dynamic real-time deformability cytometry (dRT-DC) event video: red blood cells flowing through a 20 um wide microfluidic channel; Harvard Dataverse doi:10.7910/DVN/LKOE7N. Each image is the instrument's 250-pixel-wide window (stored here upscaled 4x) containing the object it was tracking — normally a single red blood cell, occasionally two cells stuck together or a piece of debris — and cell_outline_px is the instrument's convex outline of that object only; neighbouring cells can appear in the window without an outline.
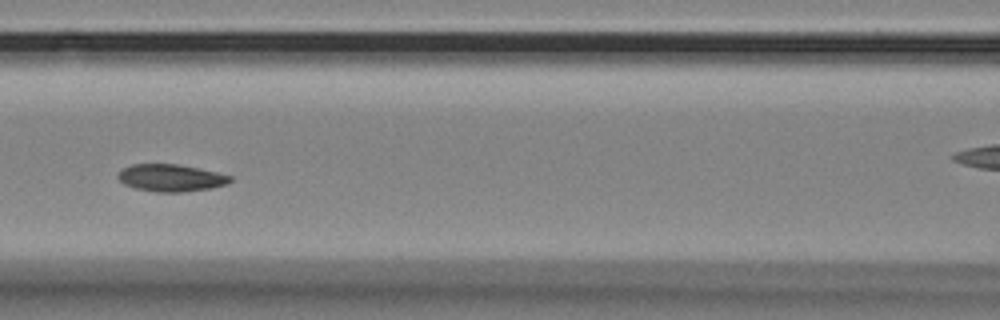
{"species": "Egyptian fruit bat (a non-hibernating species)", "species_latin": "Rousettus aegyptiacus", "temperature_condition": "room temperature", "stored_images_in_passage": 9, "segment_of_instrument_passage": [1, 2], "camera_frame_rate_fps": 3000, "um_per_image_px": 0.085, "animal": {"sex": "female"}, "frame": {"image": 1, "passage_image": 6, "time_ms": 6.667, "image_size_px": [1000, 320], "cell_outline_px": [[232, 180], [228, 184], [212, 188], [184, 192], [156, 192], [136, 188], [124, 184], [116, 176], [124, 168], [132, 164], [176, 164], [200, 168], [232, 176]], "centroid_in_image_um": [14.56, 15.12], "position_along_channel_um": 152.0, "area_um2": 17.8}}
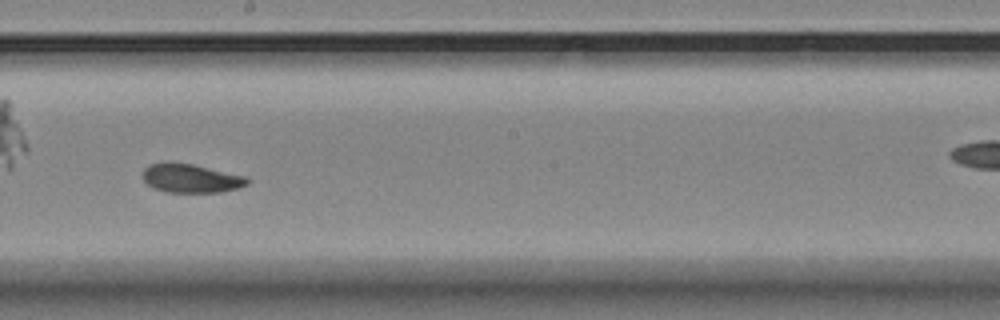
{"frame": {"image": 2, "passage_image": 8, "time_ms": 9.0, "image_size_px": [1000, 320], "cell_outline_px": [[248, 184], [236, 188], [220, 192], [164, 192], [152, 188], [140, 176], [144, 168], [148, 164], [168, 160], [192, 164], [248, 176]], "centroid_in_image_um": [16.15, 15.13], "position_along_channel_um": 232.0, "area_um2": 17.98}}